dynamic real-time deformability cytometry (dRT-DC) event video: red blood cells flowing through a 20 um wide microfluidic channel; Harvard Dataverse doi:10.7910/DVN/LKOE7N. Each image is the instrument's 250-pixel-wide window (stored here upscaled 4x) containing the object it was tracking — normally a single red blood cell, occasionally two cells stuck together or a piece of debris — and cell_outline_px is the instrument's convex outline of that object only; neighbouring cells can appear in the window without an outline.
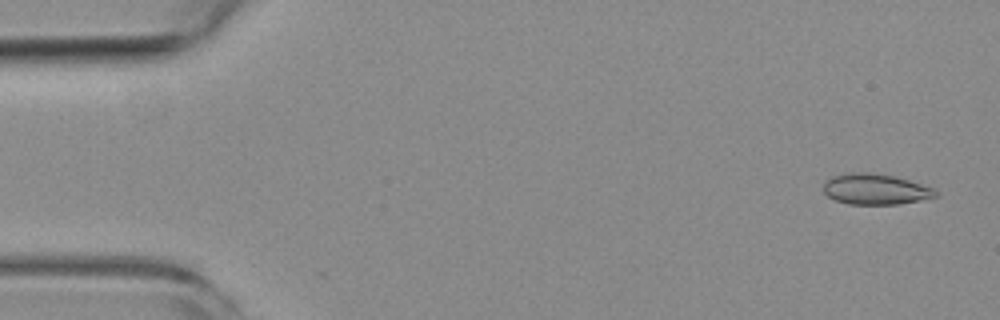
{"species": "common noctule bat (a hibernating species)", "species_latin": "Nyctalus noctula", "temperature_condition": "room temperature", "stored_images_in_passage": 6, "camera_frame_rate_fps": 3000, "um_per_image_px": 0.085, "animal": {"sex": "female", "body_mass_g": 19.3, "forearm_length_mm": 54.1}, "frame": {"image": 1, "passage_image": 1, "time_ms": 0.0, "image_size_px": [1000, 320], "cell_outline_px": [[936, 196], [920, 200], [900, 204], [848, 204], [836, 200], [828, 196], [824, 192], [824, 184], [832, 176], [852, 172], [872, 172], [896, 176], [936, 188]], "centroid_in_image_um": [74.44, 16.07], "position_along_channel_um": 10.6, "area_um2": 20.11}}
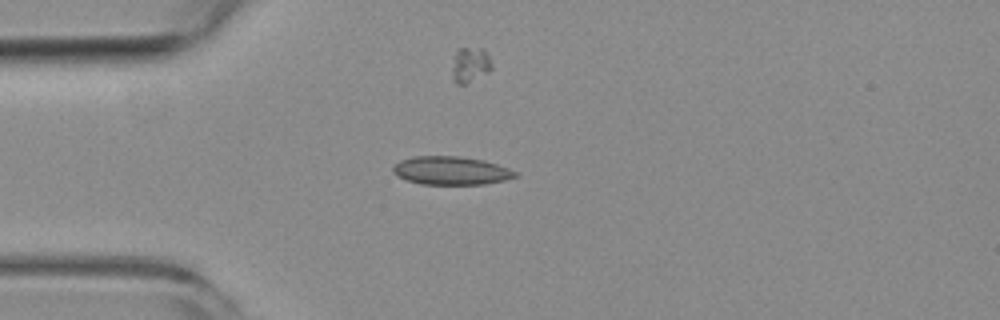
{"frame": {"image": 2, "passage_image": 4, "time_ms": 4.0, "image_size_px": [1000, 320], "cell_outline_px": [[520, 176], [504, 180], [484, 184], [420, 184], [408, 180], [392, 172], [392, 164], [400, 160], [412, 156], [460, 156], [484, 160], [508, 168], [516, 172]], "centroid_in_image_um": [38.32, 14.49], "position_along_channel_um": 46.7, "area_um2": 20.23}}